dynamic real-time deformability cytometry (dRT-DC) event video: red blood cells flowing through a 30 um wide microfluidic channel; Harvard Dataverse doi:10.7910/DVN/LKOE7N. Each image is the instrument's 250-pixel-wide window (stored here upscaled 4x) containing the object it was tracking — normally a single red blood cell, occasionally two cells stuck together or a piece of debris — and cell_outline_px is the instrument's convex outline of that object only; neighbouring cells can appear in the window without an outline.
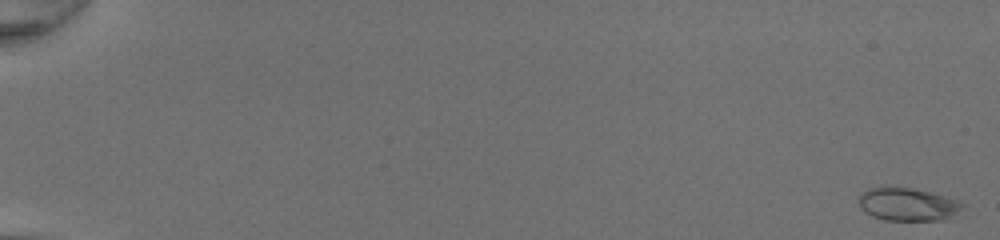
{"species": "common noctule bat (a hibernating species)", "species_latin": "Nyctalus noctula", "temperature_condition": "room temperature", "stored_images_in_passage": 51, "camera_frame_rate_fps": 3000, "um_per_image_px": 0.085, "animal": {"sex": "female", "body_mass_g": 20.0, "forearm_length_mm": 54.0}, "frame": {"image": 1, "passage_image": 1, "time_ms": 0.0, "image_size_px": [1000, 240], "cell_outline_px": [[968, 204], [944, 220], [884, 220], [872, 216], [864, 212], [860, 208], [856, 200], [856, 196], [860, 192], [868, 188], [884, 184], [896, 184], [916, 188], [960, 200]], "centroid_in_image_um": [77.06, 17.3], "position_along_channel_um": 7.9, "area_um2": 21.1}}
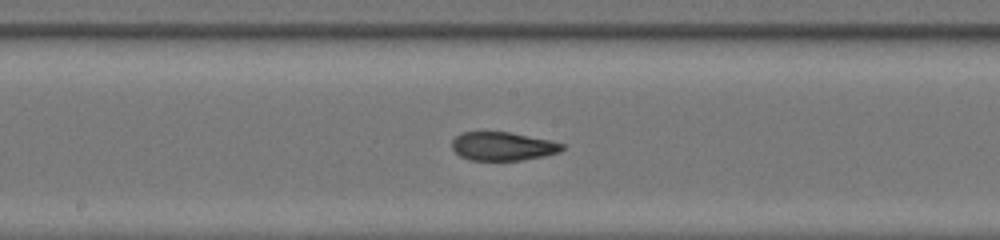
{"frame": {"image": 2, "passage_image": 30, "time_ms": 9.667, "image_size_px": [1000, 240], "cell_outline_px": [[564, 148], [560, 152], [544, 156], [520, 160], [468, 160], [460, 156], [452, 148], [452, 140], [456, 136], [464, 132], [508, 132], [548, 140], [564, 144]], "centroid_in_image_um": [42.72, 12.44], "position_along_channel_um": 205.5, "area_um2": 18.15}}
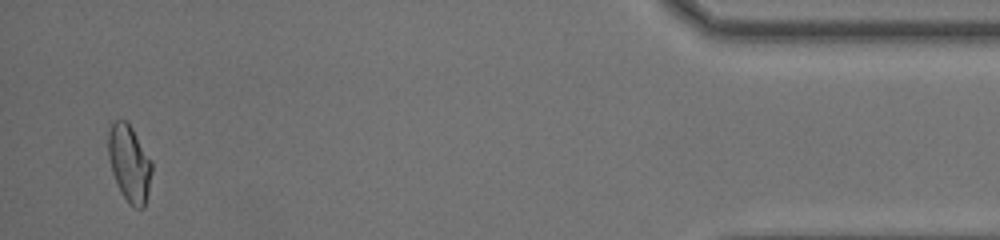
{"frame": {"image": 3, "passage_image": 50, "time_ms": 16.333, "image_size_px": [1000, 240], "cell_outline_px": [[152, 172], [148, 192], [144, 208], [136, 208], [128, 204], [120, 192], [112, 172], [108, 156], [108, 132], [112, 120], [128, 120], [152, 160]], "centroid_in_image_um": [11.0, 13.86], "position_along_channel_um": 424.2, "area_um2": 19.88}, "authors_computed_cell_mechanics": {"area_um2": 19.4208, "velocity_mm_per_s": 4.2703, "shape_relaxation_time_tau1_ms": 9.1642, "shape_relaxation_time_tau2_ms": 0.7793, "deformation_change_tau1": 0.3057, "deformation_change_tau2": 0.0721}}